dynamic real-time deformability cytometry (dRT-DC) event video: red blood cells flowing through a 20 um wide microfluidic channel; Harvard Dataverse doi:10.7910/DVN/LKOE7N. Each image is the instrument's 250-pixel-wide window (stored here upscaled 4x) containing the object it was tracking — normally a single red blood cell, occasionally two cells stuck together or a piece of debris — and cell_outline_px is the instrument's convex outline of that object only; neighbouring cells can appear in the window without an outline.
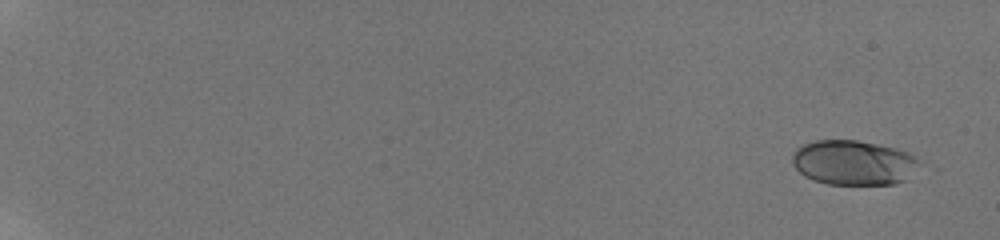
{"species": "human", "species_latin": "Homo sapiens", "temperature_condition": "room temperature", "stored_images_in_passage": 59, "camera_frame_rate_fps": 3000, "um_per_image_px": 0.085, "donor": {"sex": "male"}, "frame": {"image": 1, "passage_image": 2, "time_ms": 0.667, "image_size_px": [1000, 240], "cell_outline_px": [[920, 160], [904, 180], [896, 184], [828, 184], [812, 180], [804, 176], [792, 164], [792, 152], [796, 148], [804, 144], [816, 140], [856, 140], [896, 148], [916, 156]], "centroid_in_image_um": [72.48, 13.82], "position_along_channel_um": 12.5, "area_um2": 32.95}}
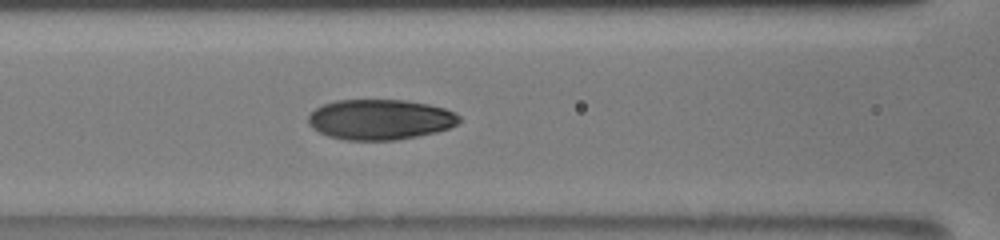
{"frame": {"image": 2, "passage_image": 23, "time_ms": 9.667, "image_size_px": [1000, 240], "cell_outline_px": [[460, 120], [456, 124], [448, 128], [436, 132], [396, 140], [344, 140], [328, 136], [312, 128], [308, 124], [308, 116], [316, 108], [324, 104], [336, 100], [404, 100], [428, 104], [444, 108], [456, 112], [460, 116]], "centroid_in_image_um": [32.3, 10.16], "position_along_channel_um": 134.3, "area_um2": 35.49}}
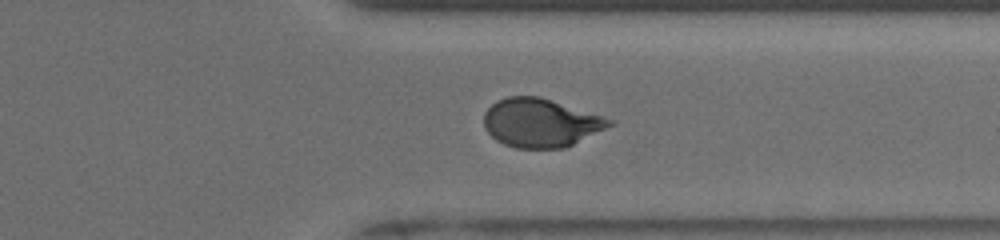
{"frame": {"image": 3, "passage_image": 45, "time_ms": 15.667, "image_size_px": [1000, 240], "cell_outline_px": [[616, 124], [564, 148], [516, 148], [504, 144], [496, 140], [484, 128], [484, 112], [496, 100], [508, 96], [540, 96], [604, 116], [612, 120]], "centroid_in_image_um": [45.96, 10.43], "position_along_channel_um": 365.4, "area_um2": 35.66}, "authors_computed_cell_mechanics": {"area_um2": 35.0846, "velocity_mm_per_s": 3.8573, "shape_relaxation_time_tau1_ms": 4.029, "shape_relaxation_time_tau2_ms": 0.8795, "deformation_change_tau1": 0.166, "deformation_change_tau2": 0.0505}}